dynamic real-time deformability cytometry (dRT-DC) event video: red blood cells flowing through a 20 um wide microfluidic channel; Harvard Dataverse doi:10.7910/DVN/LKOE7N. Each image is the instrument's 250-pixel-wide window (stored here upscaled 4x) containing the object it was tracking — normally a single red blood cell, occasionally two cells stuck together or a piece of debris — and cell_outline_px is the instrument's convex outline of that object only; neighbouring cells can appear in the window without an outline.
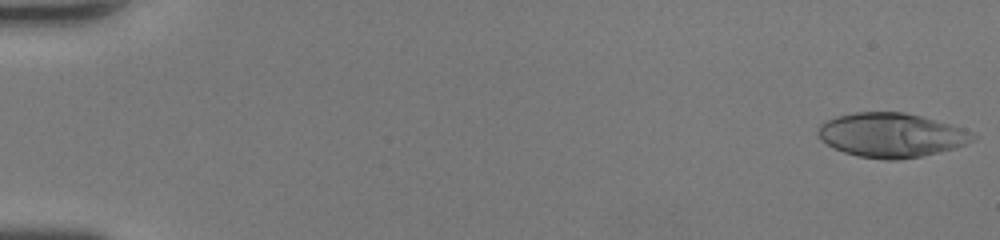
{"species": "human", "species_latin": "Homo sapiens", "temperature_condition": "room temperature", "stored_images_in_passage": 48, "segment_of_instrument_passage": [1, 2], "camera_frame_rate_fps": 3000, "um_per_image_px": 0.085, "donor": {"sex": "female"}, "frame": {"image": 1, "passage_image": 1, "time_ms": 0.0, "image_size_px": [1000, 240], "cell_outline_px": [[980, 136], [976, 140], [956, 148], [920, 156], [896, 160], [884, 160], [860, 156], [844, 152], [832, 148], [820, 140], [816, 132], [820, 124], [824, 120], [836, 116], [856, 112], [904, 112], [920, 116], [964, 128]], "centroid_in_image_um": [75.75, 11.48], "position_along_channel_um": 9.2, "area_um2": 40.23}}
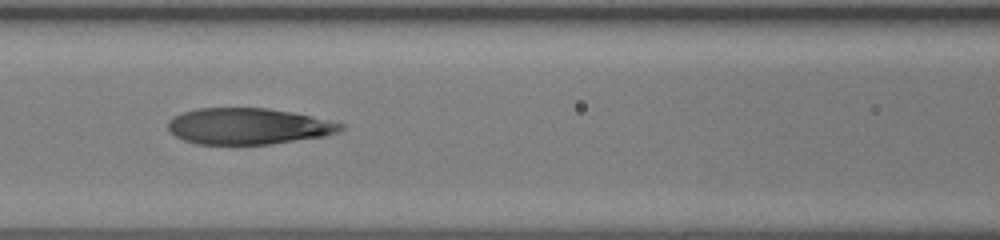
{"frame": {"image": 2, "passage_image": 22, "time_ms": 7.0, "image_size_px": [1000, 240], "cell_outline_px": [[344, 128], [340, 132], [324, 136], [272, 144], [196, 144], [184, 140], [176, 136], [168, 128], [168, 120], [172, 116], [196, 108], [268, 108], [292, 112], [344, 124]], "centroid_in_image_um": [21.09, 10.73], "position_along_channel_um": 145.5, "area_um2": 36.41}}
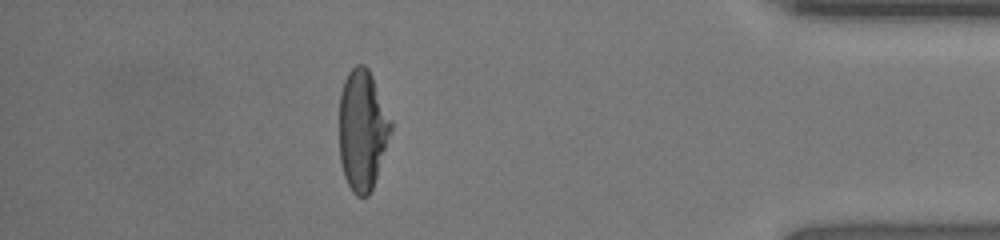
{"frame": {"image": 3, "passage_image": 42, "time_ms": 13.667, "image_size_px": [1000, 240], "cell_outline_px": [[392, 128], [372, 188], [368, 196], [356, 196], [352, 192], [344, 176], [340, 160], [340, 92], [344, 80], [348, 72], [356, 64], [364, 64], [368, 68], [372, 76], [392, 120]], "centroid_in_image_um": [30.79, 11.02], "position_along_channel_um": 404.4, "area_um2": 36.01}}